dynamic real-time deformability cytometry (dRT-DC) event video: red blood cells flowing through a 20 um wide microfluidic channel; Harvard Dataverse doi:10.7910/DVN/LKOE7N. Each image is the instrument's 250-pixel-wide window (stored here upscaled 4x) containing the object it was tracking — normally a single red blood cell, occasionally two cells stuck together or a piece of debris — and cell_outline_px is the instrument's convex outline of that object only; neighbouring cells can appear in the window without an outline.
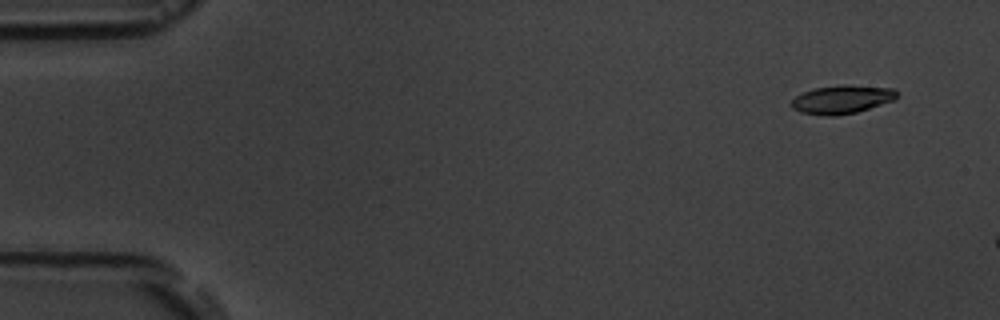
{"species": "common noctule bat (a hibernating species)", "species_latin": "Nyctalus noctula", "temperature_condition": "room temperature", "stored_images_in_passage": 3, "camera_frame_rate_fps": 3000, "um_per_image_px": 0.085, "animal": {"sex": "male", "body_mass_g": 19.5, "forearm_length_mm": 54.6}, "frame": {"image": 1, "passage_image": 1, "time_ms": 0.0, "image_size_px": [1000, 320], "cell_outline_px": [[896, 96], [892, 100], [856, 112], [832, 116], [828, 116], [800, 112], [792, 108], [792, 100], [796, 96], [812, 88], [840, 84], [896, 88]], "centroid_in_image_um": [71.53, 8.43], "position_along_channel_um": 13.5, "area_um2": 17.28}}